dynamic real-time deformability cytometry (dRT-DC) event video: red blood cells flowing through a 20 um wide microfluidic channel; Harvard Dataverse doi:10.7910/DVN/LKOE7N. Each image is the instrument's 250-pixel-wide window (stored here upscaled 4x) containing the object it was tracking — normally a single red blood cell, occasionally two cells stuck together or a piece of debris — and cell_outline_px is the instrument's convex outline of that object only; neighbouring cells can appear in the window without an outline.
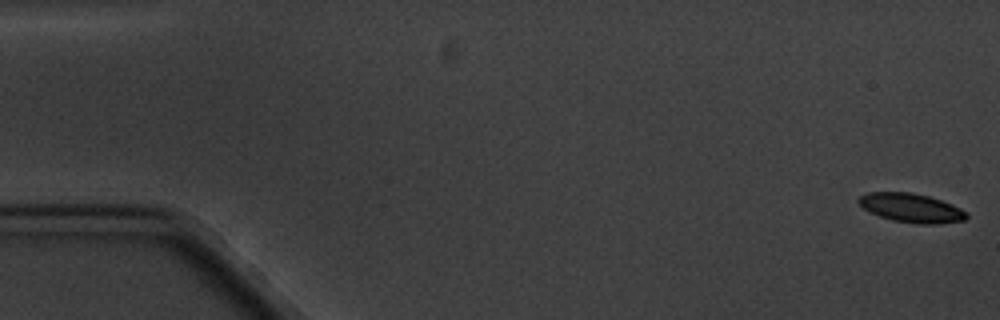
{"species": "common noctule bat (a hibernating species)", "species_latin": "Nyctalus noctula", "temperature_condition": "cold", "stored_images_in_passage": 6, "camera_frame_rate_fps": 3000, "um_per_image_px": 0.085, "animal": {"sex": "male", "body_mass_g": 20.1, "forearm_length_mm": 53.5}, "frame": {"image": 1, "passage_image": 1, "time_ms": 0.0, "image_size_px": [1000, 320], "cell_outline_px": [[968, 216], [964, 220], [936, 224], [920, 224], [892, 220], [880, 216], [864, 208], [856, 200], [860, 196], [868, 192], [912, 192], [928, 196], [952, 204], [968, 212]], "centroid_in_image_um": [77.47, 17.67], "position_along_channel_um": 7.5, "area_um2": 18.09}}